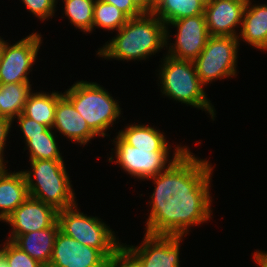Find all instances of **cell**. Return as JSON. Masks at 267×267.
Masks as SVG:
<instances>
[{
  "mask_svg": "<svg viewBox=\"0 0 267 267\" xmlns=\"http://www.w3.org/2000/svg\"><path fill=\"white\" fill-rule=\"evenodd\" d=\"M13 122L12 120H10L9 118L6 117H0V158H7V155H5V153L8 154V152L6 151L7 146H9L8 143H11L9 140L11 138V136H14L15 134H13ZM12 133V134H11ZM9 140V142H8Z\"/></svg>",
  "mask_w": 267,
  "mask_h": 267,
  "instance_id": "cell-30",
  "label": "cell"
},
{
  "mask_svg": "<svg viewBox=\"0 0 267 267\" xmlns=\"http://www.w3.org/2000/svg\"><path fill=\"white\" fill-rule=\"evenodd\" d=\"M60 143V137L53 129L48 128L41 135L30 136L22 150H28L26 155L29 160L64 159V152L61 151L63 146Z\"/></svg>",
  "mask_w": 267,
  "mask_h": 267,
  "instance_id": "cell-24",
  "label": "cell"
},
{
  "mask_svg": "<svg viewBox=\"0 0 267 267\" xmlns=\"http://www.w3.org/2000/svg\"><path fill=\"white\" fill-rule=\"evenodd\" d=\"M12 122H13L12 124L13 130L14 129L16 131L18 130L16 133L20 131L18 134L20 133L22 134L20 139L21 138L23 139L22 143L24 144L30 139V136L41 135V133L45 132L49 128L46 125L40 124L36 122L35 120L26 117L22 113L17 118H15Z\"/></svg>",
  "mask_w": 267,
  "mask_h": 267,
  "instance_id": "cell-28",
  "label": "cell"
},
{
  "mask_svg": "<svg viewBox=\"0 0 267 267\" xmlns=\"http://www.w3.org/2000/svg\"><path fill=\"white\" fill-rule=\"evenodd\" d=\"M240 48L237 37L210 36L203 51L193 61L200 82L207 88L218 80L237 78Z\"/></svg>",
  "mask_w": 267,
  "mask_h": 267,
  "instance_id": "cell-8",
  "label": "cell"
},
{
  "mask_svg": "<svg viewBox=\"0 0 267 267\" xmlns=\"http://www.w3.org/2000/svg\"><path fill=\"white\" fill-rule=\"evenodd\" d=\"M31 83L0 84V117L17 118L24 109L28 96L34 90Z\"/></svg>",
  "mask_w": 267,
  "mask_h": 267,
  "instance_id": "cell-21",
  "label": "cell"
},
{
  "mask_svg": "<svg viewBox=\"0 0 267 267\" xmlns=\"http://www.w3.org/2000/svg\"><path fill=\"white\" fill-rule=\"evenodd\" d=\"M52 129L61 139L63 136L62 141L66 139L69 144H75L77 147H88L95 138L99 139L64 95L57 100Z\"/></svg>",
  "mask_w": 267,
  "mask_h": 267,
  "instance_id": "cell-15",
  "label": "cell"
},
{
  "mask_svg": "<svg viewBox=\"0 0 267 267\" xmlns=\"http://www.w3.org/2000/svg\"><path fill=\"white\" fill-rule=\"evenodd\" d=\"M152 124L131 121L123 128L121 126L115 134L117 133L126 143L138 149H172L174 142H169L170 138L165 131Z\"/></svg>",
  "mask_w": 267,
  "mask_h": 267,
  "instance_id": "cell-18",
  "label": "cell"
},
{
  "mask_svg": "<svg viewBox=\"0 0 267 267\" xmlns=\"http://www.w3.org/2000/svg\"><path fill=\"white\" fill-rule=\"evenodd\" d=\"M143 234L141 243L137 245L122 242L142 267H182L181 246L187 236Z\"/></svg>",
  "mask_w": 267,
  "mask_h": 267,
  "instance_id": "cell-11",
  "label": "cell"
},
{
  "mask_svg": "<svg viewBox=\"0 0 267 267\" xmlns=\"http://www.w3.org/2000/svg\"><path fill=\"white\" fill-rule=\"evenodd\" d=\"M209 37L205 14L172 21L166 24V54L176 59L194 61Z\"/></svg>",
  "mask_w": 267,
  "mask_h": 267,
  "instance_id": "cell-10",
  "label": "cell"
},
{
  "mask_svg": "<svg viewBox=\"0 0 267 267\" xmlns=\"http://www.w3.org/2000/svg\"><path fill=\"white\" fill-rule=\"evenodd\" d=\"M7 167L0 175V222L3 223L28 197L23 171Z\"/></svg>",
  "mask_w": 267,
  "mask_h": 267,
  "instance_id": "cell-17",
  "label": "cell"
},
{
  "mask_svg": "<svg viewBox=\"0 0 267 267\" xmlns=\"http://www.w3.org/2000/svg\"><path fill=\"white\" fill-rule=\"evenodd\" d=\"M108 267H142V265L122 245L108 261Z\"/></svg>",
  "mask_w": 267,
  "mask_h": 267,
  "instance_id": "cell-29",
  "label": "cell"
},
{
  "mask_svg": "<svg viewBox=\"0 0 267 267\" xmlns=\"http://www.w3.org/2000/svg\"><path fill=\"white\" fill-rule=\"evenodd\" d=\"M109 140L114 147L110 148L106 162L117 165L123 174L140 183L165 170L189 146L175 142L173 149H138L126 143L117 133Z\"/></svg>",
  "mask_w": 267,
  "mask_h": 267,
  "instance_id": "cell-6",
  "label": "cell"
},
{
  "mask_svg": "<svg viewBox=\"0 0 267 267\" xmlns=\"http://www.w3.org/2000/svg\"><path fill=\"white\" fill-rule=\"evenodd\" d=\"M143 13H153L157 0H132Z\"/></svg>",
  "mask_w": 267,
  "mask_h": 267,
  "instance_id": "cell-33",
  "label": "cell"
},
{
  "mask_svg": "<svg viewBox=\"0 0 267 267\" xmlns=\"http://www.w3.org/2000/svg\"><path fill=\"white\" fill-rule=\"evenodd\" d=\"M100 84L101 82L78 79L71 86H67L63 95L73 104L75 110L81 114L89 128L100 139L104 137L108 139L112 130L115 131L114 127H118L119 122L128 118L123 117L124 111L121 107L122 102L119 101L120 97L115 98L108 91L109 89Z\"/></svg>",
  "mask_w": 267,
  "mask_h": 267,
  "instance_id": "cell-4",
  "label": "cell"
},
{
  "mask_svg": "<svg viewBox=\"0 0 267 267\" xmlns=\"http://www.w3.org/2000/svg\"><path fill=\"white\" fill-rule=\"evenodd\" d=\"M115 5L119 10L124 12L129 18L138 17L143 12L134 4L132 0H100Z\"/></svg>",
  "mask_w": 267,
  "mask_h": 267,
  "instance_id": "cell-31",
  "label": "cell"
},
{
  "mask_svg": "<svg viewBox=\"0 0 267 267\" xmlns=\"http://www.w3.org/2000/svg\"><path fill=\"white\" fill-rule=\"evenodd\" d=\"M130 18L115 5L95 0L93 12L92 34L97 32L96 29L108 31L113 35L121 29ZM94 31V32H93Z\"/></svg>",
  "mask_w": 267,
  "mask_h": 267,
  "instance_id": "cell-25",
  "label": "cell"
},
{
  "mask_svg": "<svg viewBox=\"0 0 267 267\" xmlns=\"http://www.w3.org/2000/svg\"><path fill=\"white\" fill-rule=\"evenodd\" d=\"M206 0H157L153 14L165 25L172 21L205 13Z\"/></svg>",
  "mask_w": 267,
  "mask_h": 267,
  "instance_id": "cell-22",
  "label": "cell"
},
{
  "mask_svg": "<svg viewBox=\"0 0 267 267\" xmlns=\"http://www.w3.org/2000/svg\"><path fill=\"white\" fill-rule=\"evenodd\" d=\"M80 206L77 203L70 208L58 211L57 222L60 231L83 245L99 250L110 260L122 246V238H119L118 232L114 231L105 219H101L95 213H93L94 216L82 212Z\"/></svg>",
  "mask_w": 267,
  "mask_h": 267,
  "instance_id": "cell-7",
  "label": "cell"
},
{
  "mask_svg": "<svg viewBox=\"0 0 267 267\" xmlns=\"http://www.w3.org/2000/svg\"><path fill=\"white\" fill-rule=\"evenodd\" d=\"M159 59L160 64L155 70L159 95L182 106L204 111L214 123L217 109L206 93L208 88L200 82L193 61L176 59L167 54Z\"/></svg>",
  "mask_w": 267,
  "mask_h": 267,
  "instance_id": "cell-3",
  "label": "cell"
},
{
  "mask_svg": "<svg viewBox=\"0 0 267 267\" xmlns=\"http://www.w3.org/2000/svg\"><path fill=\"white\" fill-rule=\"evenodd\" d=\"M5 262L9 267H44L13 241L4 238Z\"/></svg>",
  "mask_w": 267,
  "mask_h": 267,
  "instance_id": "cell-27",
  "label": "cell"
},
{
  "mask_svg": "<svg viewBox=\"0 0 267 267\" xmlns=\"http://www.w3.org/2000/svg\"><path fill=\"white\" fill-rule=\"evenodd\" d=\"M0 267H9L6 262H4Z\"/></svg>",
  "mask_w": 267,
  "mask_h": 267,
  "instance_id": "cell-37",
  "label": "cell"
},
{
  "mask_svg": "<svg viewBox=\"0 0 267 267\" xmlns=\"http://www.w3.org/2000/svg\"><path fill=\"white\" fill-rule=\"evenodd\" d=\"M8 158H0V175L3 173V171L10 166L8 163L10 162L7 160Z\"/></svg>",
  "mask_w": 267,
  "mask_h": 267,
  "instance_id": "cell-34",
  "label": "cell"
},
{
  "mask_svg": "<svg viewBox=\"0 0 267 267\" xmlns=\"http://www.w3.org/2000/svg\"><path fill=\"white\" fill-rule=\"evenodd\" d=\"M56 221L50 228L19 235L13 242L44 267H48L59 232Z\"/></svg>",
  "mask_w": 267,
  "mask_h": 267,
  "instance_id": "cell-19",
  "label": "cell"
},
{
  "mask_svg": "<svg viewBox=\"0 0 267 267\" xmlns=\"http://www.w3.org/2000/svg\"><path fill=\"white\" fill-rule=\"evenodd\" d=\"M251 259L257 267H267V251L262 249H255L254 253H251Z\"/></svg>",
  "mask_w": 267,
  "mask_h": 267,
  "instance_id": "cell-32",
  "label": "cell"
},
{
  "mask_svg": "<svg viewBox=\"0 0 267 267\" xmlns=\"http://www.w3.org/2000/svg\"><path fill=\"white\" fill-rule=\"evenodd\" d=\"M65 161V162H64ZM66 159L29 160L28 169H22L29 196L53 206L57 211L70 208L79 201L73 181L67 170Z\"/></svg>",
  "mask_w": 267,
  "mask_h": 267,
  "instance_id": "cell-5",
  "label": "cell"
},
{
  "mask_svg": "<svg viewBox=\"0 0 267 267\" xmlns=\"http://www.w3.org/2000/svg\"><path fill=\"white\" fill-rule=\"evenodd\" d=\"M189 147L165 170L147 179L154 188L145 202L148 214L143 233L188 236L194 227L213 219L211 190L216 167L210 157L200 158Z\"/></svg>",
  "mask_w": 267,
  "mask_h": 267,
  "instance_id": "cell-1",
  "label": "cell"
},
{
  "mask_svg": "<svg viewBox=\"0 0 267 267\" xmlns=\"http://www.w3.org/2000/svg\"><path fill=\"white\" fill-rule=\"evenodd\" d=\"M0 266L5 262V254H4V240H0Z\"/></svg>",
  "mask_w": 267,
  "mask_h": 267,
  "instance_id": "cell-35",
  "label": "cell"
},
{
  "mask_svg": "<svg viewBox=\"0 0 267 267\" xmlns=\"http://www.w3.org/2000/svg\"><path fill=\"white\" fill-rule=\"evenodd\" d=\"M22 3L26 12L32 14V17L46 24V21H51L56 17L57 10H60L58 0H19ZM51 19V20H50Z\"/></svg>",
  "mask_w": 267,
  "mask_h": 267,
  "instance_id": "cell-26",
  "label": "cell"
},
{
  "mask_svg": "<svg viewBox=\"0 0 267 267\" xmlns=\"http://www.w3.org/2000/svg\"><path fill=\"white\" fill-rule=\"evenodd\" d=\"M58 3L59 7L62 3L61 18H65L75 30L78 29L77 32L91 36L95 0H58Z\"/></svg>",
  "mask_w": 267,
  "mask_h": 267,
  "instance_id": "cell-23",
  "label": "cell"
},
{
  "mask_svg": "<svg viewBox=\"0 0 267 267\" xmlns=\"http://www.w3.org/2000/svg\"><path fill=\"white\" fill-rule=\"evenodd\" d=\"M31 34L23 36L17 41L7 40L4 45L0 59V84L11 83H31L32 72L39 60L41 47H43V37L41 32L32 30ZM15 43H14V42ZM39 58V59H38ZM31 75V77H30Z\"/></svg>",
  "mask_w": 267,
  "mask_h": 267,
  "instance_id": "cell-9",
  "label": "cell"
},
{
  "mask_svg": "<svg viewBox=\"0 0 267 267\" xmlns=\"http://www.w3.org/2000/svg\"><path fill=\"white\" fill-rule=\"evenodd\" d=\"M58 211L39 199L29 196L8 218L10 228L5 239L14 241L19 235L50 228L57 221Z\"/></svg>",
  "mask_w": 267,
  "mask_h": 267,
  "instance_id": "cell-12",
  "label": "cell"
},
{
  "mask_svg": "<svg viewBox=\"0 0 267 267\" xmlns=\"http://www.w3.org/2000/svg\"><path fill=\"white\" fill-rule=\"evenodd\" d=\"M247 0H209L205 18L210 36L237 37Z\"/></svg>",
  "mask_w": 267,
  "mask_h": 267,
  "instance_id": "cell-14",
  "label": "cell"
},
{
  "mask_svg": "<svg viewBox=\"0 0 267 267\" xmlns=\"http://www.w3.org/2000/svg\"><path fill=\"white\" fill-rule=\"evenodd\" d=\"M237 38L241 46L246 43L252 50L267 53V1L247 0Z\"/></svg>",
  "mask_w": 267,
  "mask_h": 267,
  "instance_id": "cell-16",
  "label": "cell"
},
{
  "mask_svg": "<svg viewBox=\"0 0 267 267\" xmlns=\"http://www.w3.org/2000/svg\"><path fill=\"white\" fill-rule=\"evenodd\" d=\"M108 261L99 250L83 245L59 230L48 267H108Z\"/></svg>",
  "mask_w": 267,
  "mask_h": 267,
  "instance_id": "cell-13",
  "label": "cell"
},
{
  "mask_svg": "<svg viewBox=\"0 0 267 267\" xmlns=\"http://www.w3.org/2000/svg\"><path fill=\"white\" fill-rule=\"evenodd\" d=\"M33 90L28 96L24 105L22 114L35 120L36 122L46 125L52 129L55 118L57 100L63 95L62 91L44 89Z\"/></svg>",
  "mask_w": 267,
  "mask_h": 267,
  "instance_id": "cell-20",
  "label": "cell"
},
{
  "mask_svg": "<svg viewBox=\"0 0 267 267\" xmlns=\"http://www.w3.org/2000/svg\"><path fill=\"white\" fill-rule=\"evenodd\" d=\"M5 39L6 38L0 36V59H1V55H2V51H3L4 45L7 42V39L6 40Z\"/></svg>",
  "mask_w": 267,
  "mask_h": 267,
  "instance_id": "cell-36",
  "label": "cell"
},
{
  "mask_svg": "<svg viewBox=\"0 0 267 267\" xmlns=\"http://www.w3.org/2000/svg\"><path fill=\"white\" fill-rule=\"evenodd\" d=\"M96 49L95 57L106 61L146 62L166 54V25L153 13L130 18L108 41ZM157 54V55H156ZM144 60V61H143Z\"/></svg>",
  "mask_w": 267,
  "mask_h": 267,
  "instance_id": "cell-2",
  "label": "cell"
}]
</instances>
